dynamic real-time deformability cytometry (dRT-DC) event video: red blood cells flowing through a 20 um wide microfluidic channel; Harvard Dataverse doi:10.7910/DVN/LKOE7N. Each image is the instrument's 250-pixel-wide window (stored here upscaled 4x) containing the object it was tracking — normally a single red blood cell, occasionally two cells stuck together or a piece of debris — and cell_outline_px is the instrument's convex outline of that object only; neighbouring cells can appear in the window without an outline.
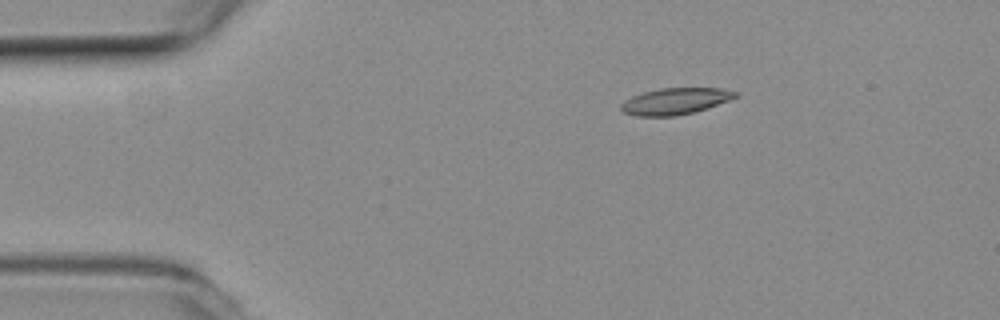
{"species": "common noctule bat (a hibernating species)", "species_latin": "Nyctalus noctula", "temperature_condition": "room temperature", "stored_images_in_passage": 2, "camera_frame_rate_fps": 3000, "um_per_image_px": 0.085, "animal": {"sex": "female", "body_mass_g": 19.3, "forearm_length_mm": 54.1}, "frame": {"image": 1, "passage_image": 1, "time_ms": 0.0, "image_size_px": [1000, 320], "cell_outline_px": [[736, 96], [728, 100], [692, 112], [676, 116], [636, 116], [624, 112], [620, 108], [620, 104], [624, 100], [632, 96], [644, 92], [660, 88], [720, 88], [736, 92]], "centroid_in_image_um": [57.31, 8.6], "position_along_channel_um": 27.7, "area_um2": 17.28}}